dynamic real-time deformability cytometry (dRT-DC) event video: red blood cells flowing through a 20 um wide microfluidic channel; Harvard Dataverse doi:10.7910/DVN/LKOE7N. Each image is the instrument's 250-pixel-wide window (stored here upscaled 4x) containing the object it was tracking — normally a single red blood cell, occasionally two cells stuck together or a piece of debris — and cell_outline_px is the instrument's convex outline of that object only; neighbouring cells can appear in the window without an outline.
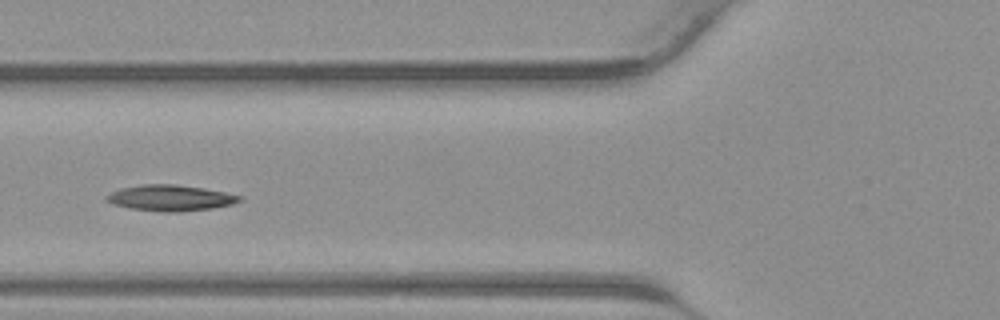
{"species": "common noctule bat (a hibernating species)", "species_latin": "Nyctalus noctula", "temperature_condition": "warm", "stored_images_in_passage": 42, "segment_of_instrument_passage": [1, 2], "camera_frame_rate_fps": 3000, "um_per_image_px": 0.085, "animal": {"sex": "male", "body_mass_g": 23.1, "forearm_length_mm": 52.7}, "frame": {"image": 1, "passage_image": 15, "time_ms": 4.667, "image_size_px": [1000, 320], "cell_outline_px": [[244, 200], [232, 204], [212, 208], [180, 212], [160, 212], [132, 208], [112, 204], [104, 200], [104, 196], [120, 188], [140, 184], [176, 184], [204, 188], [244, 196]], "centroid_in_image_um": [14.49, 16.82], "position_along_channel_um": 111.3, "area_um2": 20.35}}
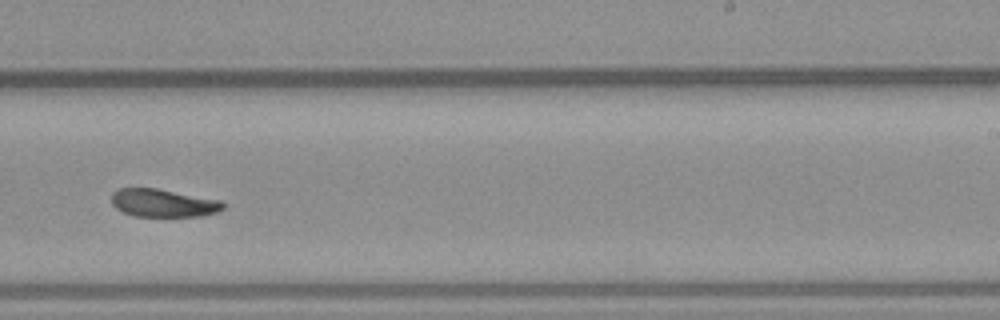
{"frame": {"image": 2, "passage_image": 25, "time_ms": 8.0, "image_size_px": [1000, 320], "cell_outline_px": [[224, 208], [216, 212], [200, 216], [136, 216], [124, 212], [116, 208], [112, 204], [112, 192], [120, 188], [156, 188], [224, 200]], "centroid_in_image_um": [13.9, 17.24], "position_along_channel_um": 275.1, "area_um2": 18.21}}
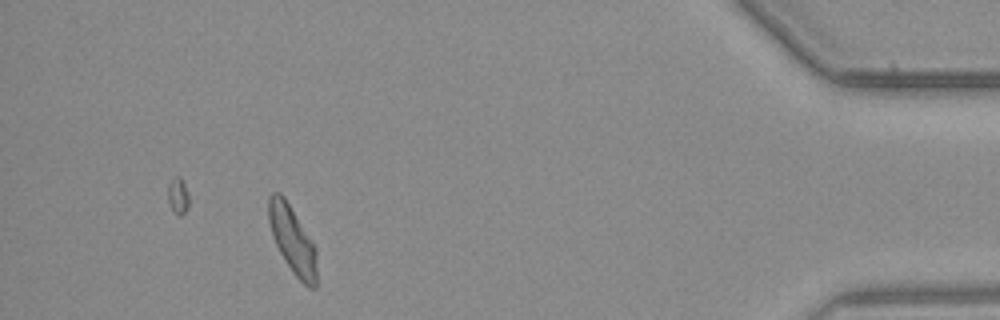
{"frame": {"image": 3, "passage_image": 37, "time_ms": 12.0, "image_size_px": [1000, 320], "cell_outline_px": [[316, 288], [308, 288], [292, 272], [280, 252], [272, 236], [268, 220], [268, 196], [272, 192], [280, 192], [284, 196], [316, 248]], "centroid_in_image_um": [24.84, 20.38], "position_along_channel_um": 410.4, "area_um2": 18.79}}